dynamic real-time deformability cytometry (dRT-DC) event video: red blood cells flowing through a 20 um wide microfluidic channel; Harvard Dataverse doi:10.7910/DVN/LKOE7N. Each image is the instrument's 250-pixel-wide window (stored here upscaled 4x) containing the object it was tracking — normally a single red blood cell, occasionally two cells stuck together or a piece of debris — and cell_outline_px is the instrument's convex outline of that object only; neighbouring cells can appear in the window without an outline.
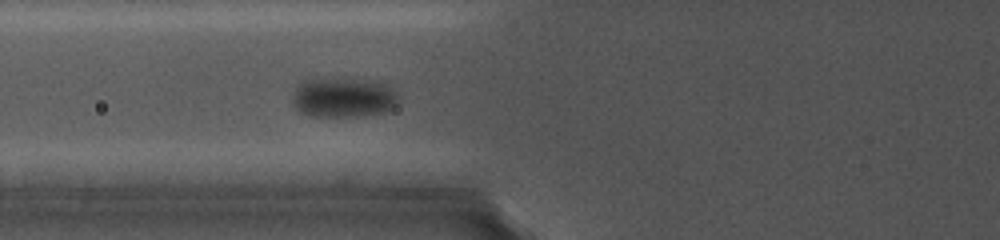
{"species": "common noctule bat (a hibernating species)", "species_latin": "Nyctalus noctula", "temperature_condition": "cold", "stored_images_in_passage": 5, "camera_frame_rate_fps": 5000, "um_per_image_px": 0.085, "animal": {"sex": "female", "body_mass_g": 19.0, "forearm_length_mm": 56.7}, "frame": {"image": 1, "passage_image": 3, "time_ms": 1.8, "image_size_px": [1000, 240], "cell_outline_px": [[396, 104], [392, 108], [384, 112], [364, 116], [308, 116], [300, 112], [292, 104], [296, 92], [300, 84], [380, 84], [392, 92], [396, 100]], "centroid_in_image_um": [29.16, 8.48], "position_along_channel_um": 96.6, "area_um2": 21.33}}